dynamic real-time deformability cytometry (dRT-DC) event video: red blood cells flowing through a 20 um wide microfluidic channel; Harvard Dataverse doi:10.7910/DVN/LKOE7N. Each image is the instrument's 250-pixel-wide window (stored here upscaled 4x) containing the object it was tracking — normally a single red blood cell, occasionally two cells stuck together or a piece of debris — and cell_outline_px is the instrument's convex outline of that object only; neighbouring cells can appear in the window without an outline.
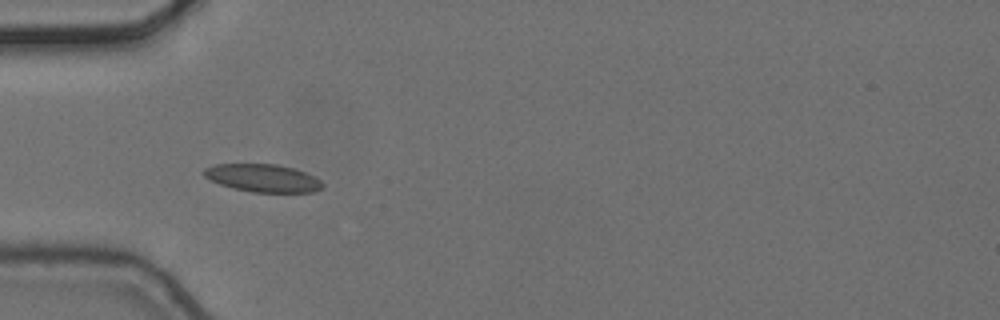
{"species": "common noctule bat (a hibernating species)", "species_latin": "Nyctalus noctula", "temperature_condition": "cold", "stored_images_in_passage": 10, "camera_frame_rate_fps": 3000, "um_per_image_px": 0.085, "animal": {"sex": "female", "body_mass_g": 24.6, "forearm_length_mm": 56.2}, "frame": {"image": 1, "passage_image": 1, "time_ms": 0.0, "image_size_px": [1000, 320], "cell_outline_px": [[324, 184], [320, 188], [312, 192], [252, 192], [232, 188], [220, 184], [204, 176], [200, 172], [204, 168], [216, 164], [276, 164], [296, 168], [320, 180]], "centroid_in_image_um": [22.3, 15.12], "position_along_channel_um": 62.7, "area_um2": 19.19}}
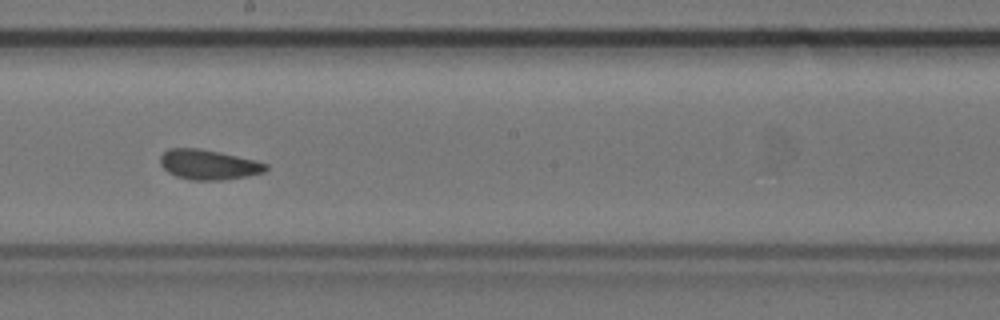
{"frame": {"image": 2, "passage_image": 5, "time_ms": 1.333, "image_size_px": [1000, 320], "cell_outline_px": [[268, 168], [264, 172], [248, 176], [220, 180], [192, 180], [176, 176], [168, 172], [160, 164], [160, 156], [168, 148], [200, 148], [220, 152], [256, 160], [268, 164]], "centroid_in_image_um": [17.73, 13.98], "position_along_channel_um": 230.5, "area_um2": 18.5}}
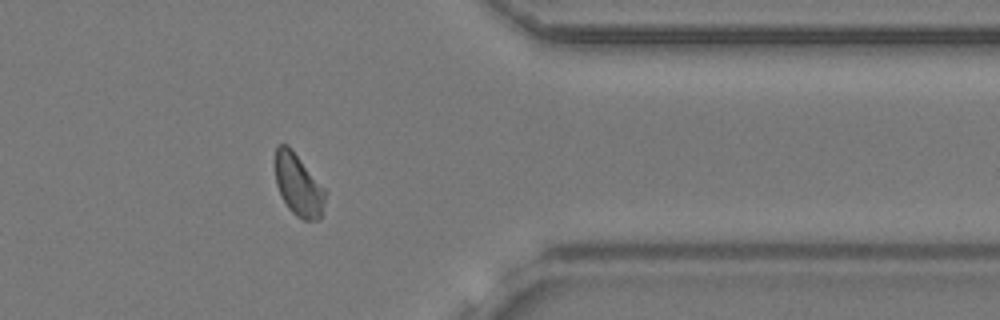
{"frame": {"image": 3, "passage_image": 9, "time_ms": 2.667, "image_size_px": [1000, 320], "cell_outline_px": [[328, 192], [320, 220], [304, 220], [296, 216], [288, 208], [276, 184], [276, 144], [288, 144], [292, 148]], "centroid_in_image_um": [25.4, 15.73], "position_along_channel_um": 386.0, "area_um2": 18.26}}